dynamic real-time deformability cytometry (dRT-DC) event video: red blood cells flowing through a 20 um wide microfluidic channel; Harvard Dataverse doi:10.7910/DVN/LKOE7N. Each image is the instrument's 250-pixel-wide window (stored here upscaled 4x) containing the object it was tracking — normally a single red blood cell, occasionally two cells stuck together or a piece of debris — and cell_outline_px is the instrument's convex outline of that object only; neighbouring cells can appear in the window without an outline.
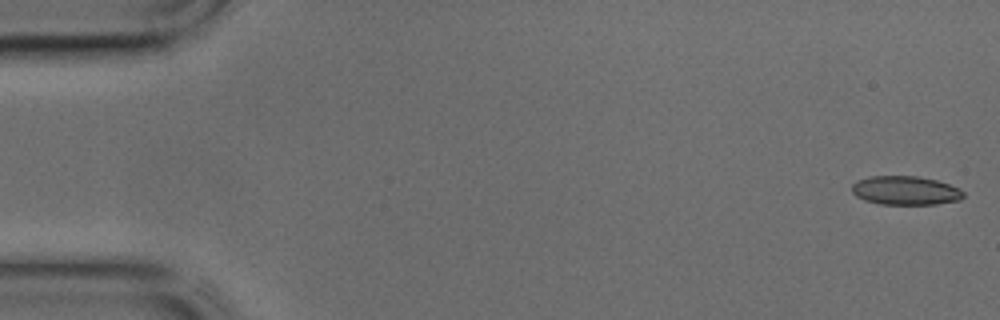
{"species": "common noctule bat (a hibernating species)", "species_latin": "Nyctalus noctula", "temperature_condition": "cold", "stored_images_in_passage": 43, "camera_frame_rate_fps": 3000, "um_per_image_px": 0.085, "animal": {"sex": "male", "body_mass_g": 17.9, "forearm_length_mm": 54.2}, "frame": {"image": 1, "passage_image": 1, "time_ms": 0.0, "image_size_px": [1000, 320], "cell_outline_px": [[964, 196], [960, 200], [936, 204], [880, 204], [864, 200], [856, 196], [852, 192], [852, 184], [860, 180], [872, 176], [916, 176], [936, 180], [960, 188], [964, 192]], "centroid_in_image_um": [76.98, 16.2], "position_along_channel_um": 8.0, "area_um2": 18.67}}
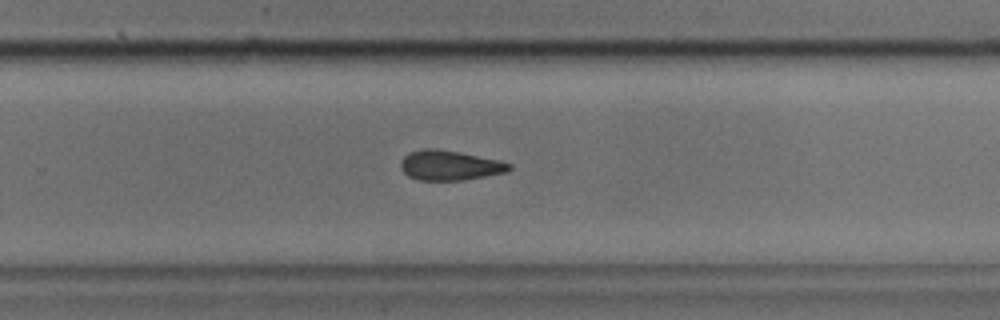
{"frame": {"image": 2, "passage_image": 28, "time_ms": 9.0, "image_size_px": [1000, 320], "cell_outline_px": [[512, 168], [508, 172], [460, 180], [420, 180], [408, 176], [400, 168], [400, 160], [408, 152], [424, 148], [432, 148], [460, 152], [500, 160], [512, 164]], "centroid_in_image_um": [38.22, 14.04], "position_along_channel_um": 291.6, "area_um2": 18.96}}
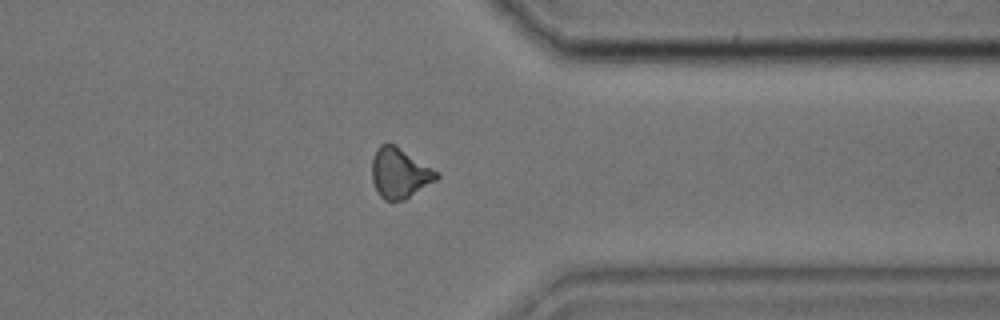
{"frame": {"image": 3, "passage_image": 34, "time_ms": 11.0, "image_size_px": [1000, 320], "cell_outline_px": [[440, 176], [436, 180], [404, 200], [384, 200], [380, 196], [372, 180], [372, 160], [376, 148], [380, 144], [396, 144], [440, 172]], "centroid_in_image_um": [33.99, 14.69], "position_along_channel_um": 377.4, "area_um2": 19.02}}